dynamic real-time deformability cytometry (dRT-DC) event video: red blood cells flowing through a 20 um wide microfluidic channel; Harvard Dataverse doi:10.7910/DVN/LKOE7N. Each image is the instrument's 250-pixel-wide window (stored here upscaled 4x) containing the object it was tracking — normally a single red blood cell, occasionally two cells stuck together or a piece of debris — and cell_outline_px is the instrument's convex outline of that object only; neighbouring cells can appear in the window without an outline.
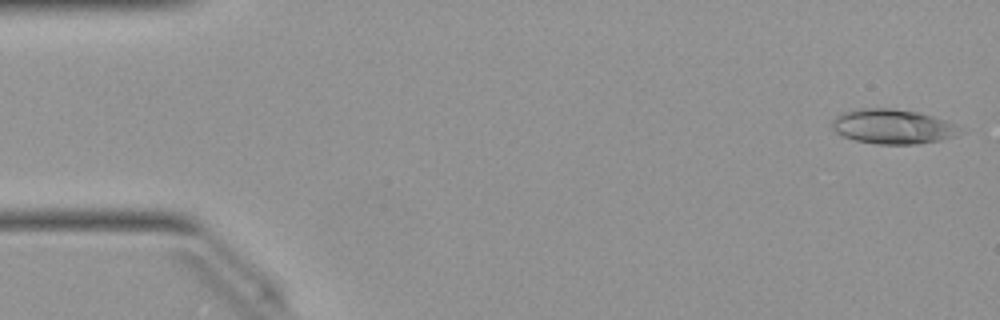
{"species": "Egyptian fruit bat (a non-hibernating species)", "species_latin": "Rousettus aegyptiacus", "temperature_condition": "warm", "stored_images_in_passage": 14, "camera_frame_rate_fps": 3000, "um_per_image_px": 0.085, "animal": {"sex": "female"}, "frame": {"image": 1, "passage_image": 1, "time_ms": 0.0, "image_size_px": [1000, 320], "cell_outline_px": [[968, 132], [956, 136], [940, 140], [916, 144], [876, 144], [856, 140], [840, 136], [832, 128], [832, 120], [840, 112], [860, 108], [892, 108], [916, 112], [932, 116], [956, 124]], "centroid_in_image_um": [75.9, 10.76], "position_along_channel_um": 9.1, "area_um2": 26.18}}
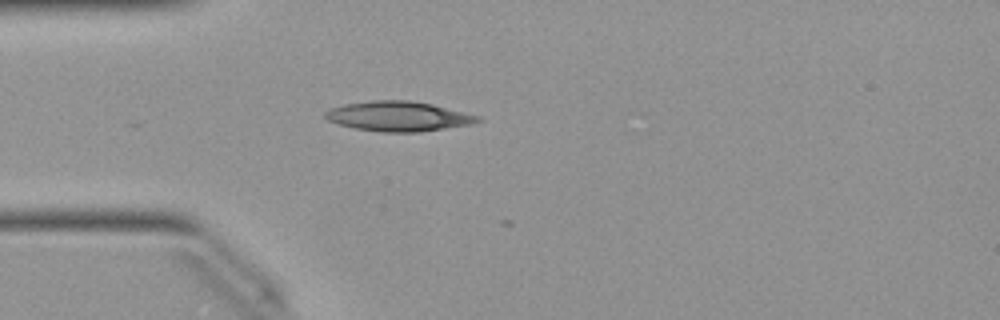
{"frame": {"image": 2, "passage_image": 13, "time_ms": 4.0, "image_size_px": [1000, 320], "cell_outline_px": [[484, 120], [472, 124], [420, 132], [380, 132], [356, 128], [340, 124], [328, 120], [324, 116], [324, 112], [332, 108], [344, 104], [372, 100], [408, 100], [432, 104], [480, 116]], "centroid_in_image_um": [33.89, 9.88], "position_along_channel_um": 51.1, "area_um2": 26.47}}